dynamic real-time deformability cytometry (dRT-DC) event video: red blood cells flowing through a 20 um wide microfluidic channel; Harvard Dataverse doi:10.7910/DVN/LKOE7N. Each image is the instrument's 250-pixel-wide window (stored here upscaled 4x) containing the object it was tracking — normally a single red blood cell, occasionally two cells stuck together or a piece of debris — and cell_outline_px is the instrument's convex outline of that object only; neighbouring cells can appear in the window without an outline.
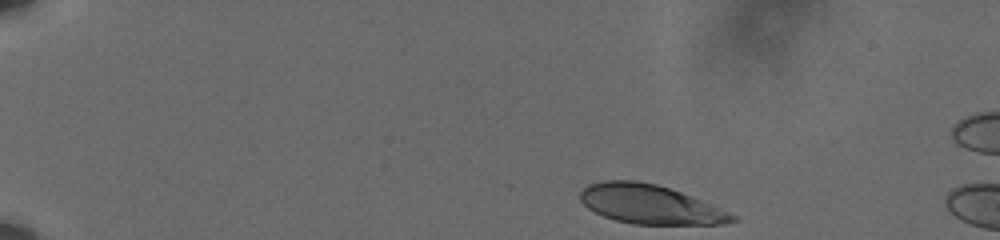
{"species": "human", "species_latin": "Homo sapiens", "temperature_condition": "cold", "stored_images_in_passage": 7, "camera_frame_rate_fps": 3000, "um_per_image_px": 0.085, "donor": {"sex": "male"}, "frame": {"image": 1, "passage_image": 1, "time_ms": 0.0, "image_size_px": [1000, 240], "cell_outline_px": [[740, 220], [724, 224], [632, 224], [616, 220], [604, 216], [588, 208], [580, 200], [580, 192], [588, 184], [600, 180], [636, 180], [656, 184], [680, 192], [712, 204], [740, 216]], "centroid_in_image_um": [55.29, 17.37], "position_along_channel_um": 29.7, "area_um2": 34.8}}